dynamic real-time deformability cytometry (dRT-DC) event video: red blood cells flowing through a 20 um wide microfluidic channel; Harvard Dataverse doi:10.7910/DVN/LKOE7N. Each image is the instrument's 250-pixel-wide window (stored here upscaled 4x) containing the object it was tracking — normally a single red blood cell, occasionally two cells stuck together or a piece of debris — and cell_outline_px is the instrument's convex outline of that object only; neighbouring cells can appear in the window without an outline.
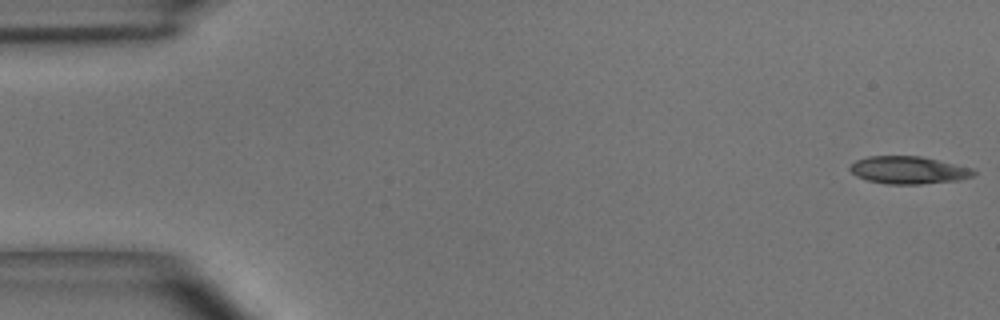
{"species": "common noctule bat (a hibernating species)", "species_latin": "Nyctalus noctula", "temperature_condition": "room temperature", "stored_images_in_passage": 48, "camera_frame_rate_fps": 3000, "um_per_image_px": 0.085, "animal": {"sex": "male", "body_mass_g": 15.6}, "frame": {"image": 1, "passage_image": 1, "time_ms": 0.0, "image_size_px": [1000, 320], "cell_outline_px": [[976, 172], [972, 176], [960, 180], [920, 184], [888, 184], [868, 180], [856, 176], [848, 168], [856, 160], [868, 156], [920, 156], [972, 168]], "centroid_in_image_um": [77.21, 14.46], "position_along_channel_um": 7.8, "area_um2": 19.71}}
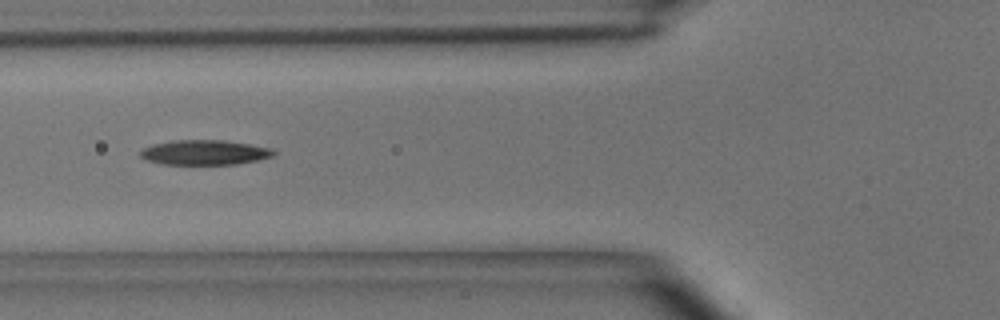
{"frame": {"image": 2, "passage_image": 18, "time_ms": 5.667, "image_size_px": [1000, 320], "cell_outline_px": [[276, 152], [272, 156], [256, 160], [236, 164], [164, 164], [148, 160], [140, 156], [140, 152], [144, 148], [156, 144], [172, 140], [224, 140], [272, 148]], "centroid_in_image_um": [17.41, 12.95], "position_along_channel_um": 108.4, "area_um2": 19.02}}
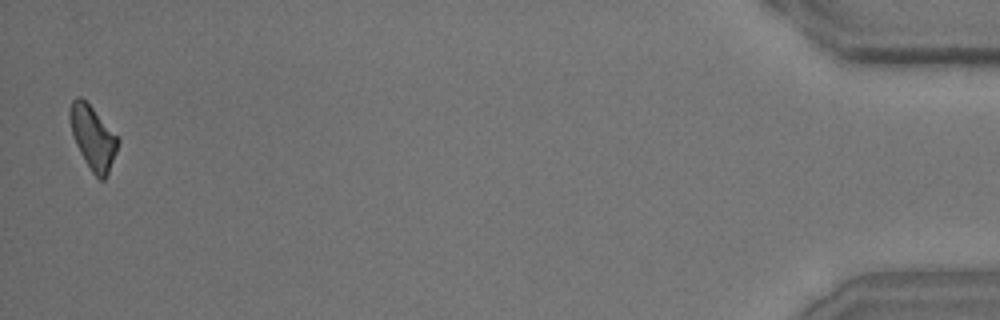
{"frame": {"image": 3, "passage_image": 48, "time_ms": 15.667, "image_size_px": [1000, 320], "cell_outline_px": [[120, 140], [116, 152], [108, 172], [104, 180], [100, 180], [92, 172], [84, 160], [76, 144], [72, 132], [68, 116], [68, 112], [72, 100], [76, 96], [80, 96], [92, 108]], "centroid_in_image_um": [7.87, 11.69], "position_along_channel_um": 427.3, "area_um2": 17.4}, "authors_computed_cell_mechanics": {"area_um2": 19.1029, "velocity_mm_per_s": 4.0809, "shape_relaxation_time_tau1_ms": 3.3421, "shape_relaxation_time_tau2_ms": null, "deformation_change_tau1": 0.1229, "deformation_change_tau2": null}}